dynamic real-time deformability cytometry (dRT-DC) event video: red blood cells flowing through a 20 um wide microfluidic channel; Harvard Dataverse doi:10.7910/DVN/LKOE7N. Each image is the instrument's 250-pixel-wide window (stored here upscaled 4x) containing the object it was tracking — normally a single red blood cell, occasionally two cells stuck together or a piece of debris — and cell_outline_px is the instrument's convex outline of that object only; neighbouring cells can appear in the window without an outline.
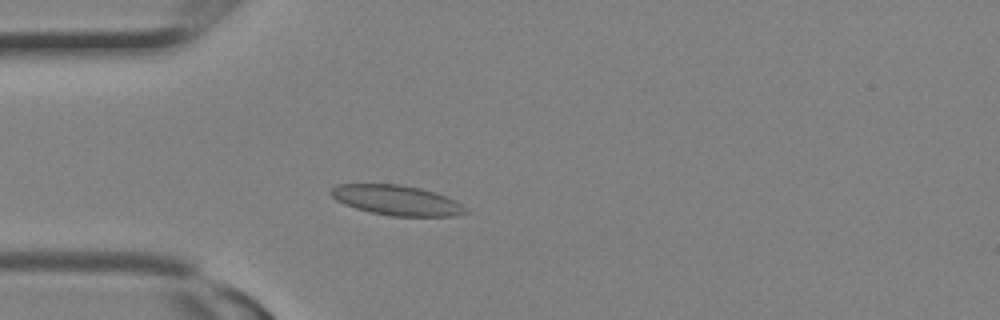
{"species": "Egyptian fruit bat (a non-hibernating species)", "species_latin": "Rousettus aegyptiacus", "temperature_condition": "room temperature", "stored_images_in_passage": 3, "camera_frame_rate_fps": 3000, "um_per_image_px": 0.085, "animal": {"sex": "female"}, "frame": {"image": 1, "passage_image": 3, "time_ms": 0.667, "image_size_px": [1000, 320], "cell_outline_px": [[468, 212], [452, 216], [392, 216], [372, 212], [356, 208], [344, 204], [336, 200], [328, 192], [336, 184], [400, 184], [420, 188], [444, 196], [460, 204]], "centroid_in_image_um": [33.64, 17.01], "position_along_channel_um": 51.4, "area_um2": 23.18}}